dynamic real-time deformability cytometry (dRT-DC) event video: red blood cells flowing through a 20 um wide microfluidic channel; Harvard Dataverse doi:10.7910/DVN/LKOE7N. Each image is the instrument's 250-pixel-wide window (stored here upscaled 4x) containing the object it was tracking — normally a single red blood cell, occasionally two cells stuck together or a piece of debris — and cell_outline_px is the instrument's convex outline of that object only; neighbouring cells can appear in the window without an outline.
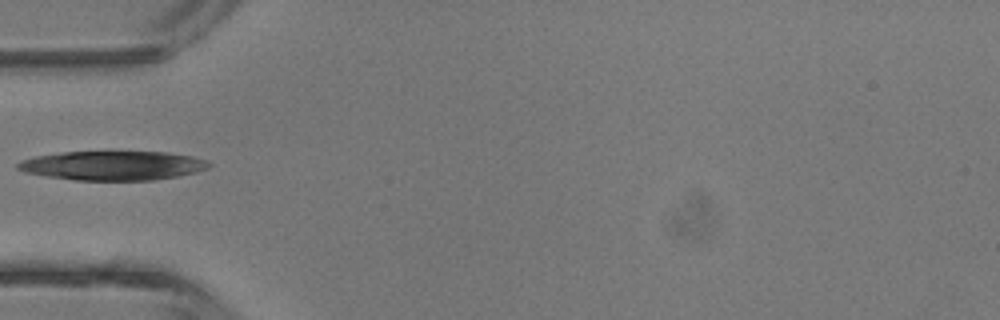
{"species": "common noctule bat (a hibernating species)", "species_latin": "Nyctalus noctula", "temperature_condition": "room temperature", "stored_images_in_passage": 5, "camera_frame_rate_fps": 3000, "um_per_image_px": 0.085, "animal": {"sex": "male", "body_mass_g": 13.3}, "frame": {"image": 1, "passage_image": 1, "time_ms": 0.0, "image_size_px": [1000, 320], "cell_outline_px": [[212, 164], [208, 168], [196, 172], [176, 176], [152, 180], [76, 180], [44, 176], [24, 172], [16, 168], [16, 164], [20, 160], [36, 156], [60, 152], [168, 152], [192, 156], [208, 160]], "centroid_in_image_um": [9.57, 14.07], "position_along_channel_um": 75.4, "area_um2": 32.6}}
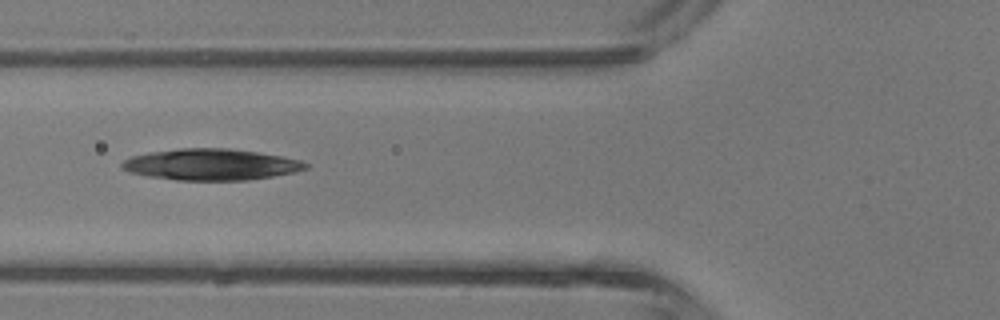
{"frame": {"image": 2, "passage_image": 3, "time_ms": 0.667, "image_size_px": [1000, 320], "cell_outline_px": [[308, 168], [296, 172], [248, 180], [176, 180], [148, 176], [132, 172], [120, 168], [120, 164], [124, 160], [132, 156], [148, 152], [180, 148], [228, 148], [284, 156], [300, 160], [308, 164]], "centroid_in_image_um": [17.94, 13.98], "position_along_channel_um": 107.9, "area_um2": 33.52}}